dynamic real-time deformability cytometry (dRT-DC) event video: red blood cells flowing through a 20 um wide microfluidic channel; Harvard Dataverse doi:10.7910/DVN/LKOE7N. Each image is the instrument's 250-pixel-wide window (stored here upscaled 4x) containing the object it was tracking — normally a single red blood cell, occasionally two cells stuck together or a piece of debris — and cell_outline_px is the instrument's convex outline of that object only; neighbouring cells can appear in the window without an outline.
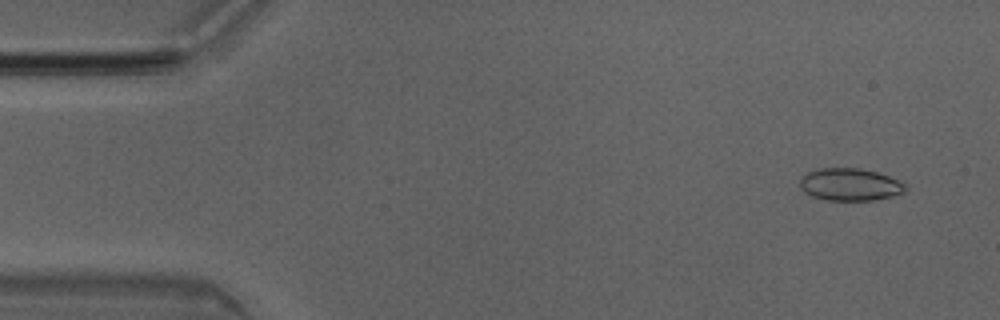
{"species": "Egyptian fruit bat (a non-hibernating species)", "species_latin": "Rousettus aegyptiacus", "temperature_condition": "room temperature", "stored_images_in_passage": 50, "camera_frame_rate_fps": 3000, "um_per_image_px": 0.085, "animal": {"sex": "male"}, "frame": {"image": 1, "passage_image": 3, "time_ms": 0.667, "image_size_px": [1000, 320], "cell_outline_px": [[908, 188], [904, 192], [892, 196], [872, 200], [828, 200], [812, 196], [804, 192], [800, 188], [800, 176], [816, 168], [860, 168], [876, 172], [900, 180]], "centroid_in_image_um": [72.23, 15.67], "position_along_channel_um": 12.8, "area_um2": 20.0}}
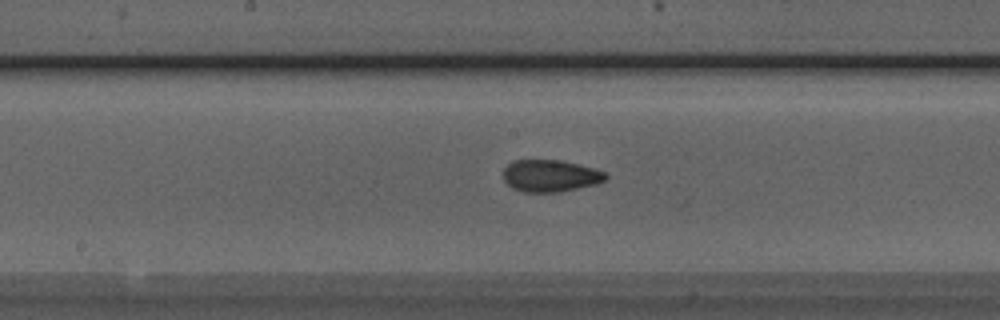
{"frame": {"image": 2, "passage_image": 25, "time_ms": 8.0, "image_size_px": [1000, 320], "cell_outline_px": [[608, 176], [604, 180], [596, 184], [560, 192], [524, 192], [512, 188], [504, 180], [504, 168], [512, 160], [564, 160], [596, 168], [604, 172]], "centroid_in_image_um": [46.79, 14.93], "position_along_channel_um": 201.4, "area_um2": 19.25}}
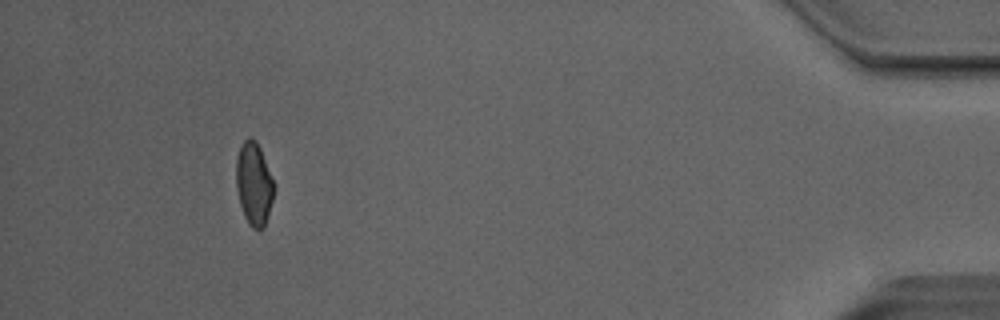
{"frame": {"image": 3, "passage_image": 46, "time_ms": 15.0, "image_size_px": [1000, 320], "cell_outline_px": [[272, 200], [264, 228], [260, 232], [252, 228], [248, 224], [244, 216], [240, 204], [236, 188], [236, 156], [240, 144], [248, 136], [252, 136], [256, 140], [260, 148], [272, 180]], "centroid_in_image_um": [21.53, 15.62], "position_along_channel_um": 413.7, "area_um2": 18.21}, "authors_computed_cell_mechanics": {"area_um2": 19.1607, "velocity_mm_per_s": 4.0492, "shape_relaxation_time_tau1_ms": 3.7491, "shape_relaxation_time_tau2_ms": 2.0625, "deformation_change_tau1": 0.1072, "deformation_change_tau2": 0.0598}}